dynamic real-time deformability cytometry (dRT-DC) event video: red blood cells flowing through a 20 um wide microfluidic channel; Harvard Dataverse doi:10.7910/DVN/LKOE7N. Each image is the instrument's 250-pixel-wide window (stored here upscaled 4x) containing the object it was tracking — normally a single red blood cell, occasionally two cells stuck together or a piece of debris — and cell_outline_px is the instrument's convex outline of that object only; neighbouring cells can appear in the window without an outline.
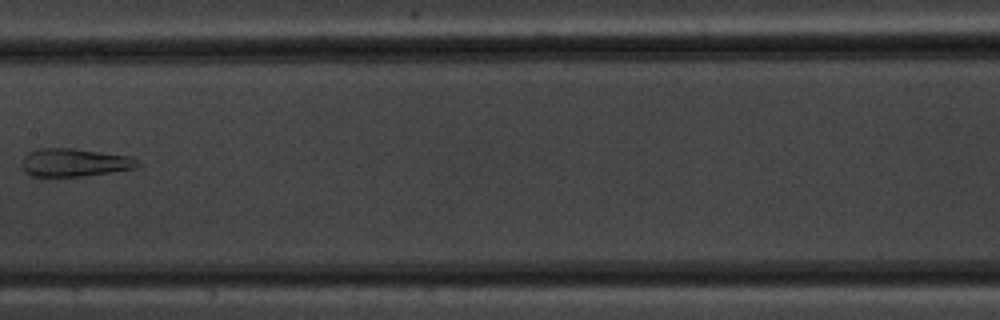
{"species": "common noctule bat (a hibernating species)", "species_latin": "Nyctalus noctula", "temperature_condition": "warm", "stored_images_in_passage": 8, "camera_frame_rate_fps": 3000, "um_per_image_px": 0.085, "animal": {"sex": "male", "body_mass_g": 20.1, "forearm_length_mm": 53.5}, "frame": {"image": 1, "passage_image": 8, "time_ms": 10.0, "image_size_px": [1000, 320], "cell_outline_px": [[140, 164], [136, 168], [80, 176], [32, 176], [24, 172], [24, 156], [28, 152], [40, 148], [76, 148], [132, 156]], "centroid_in_image_um": [6.35, 13.79], "position_along_channel_um": 201.1, "area_um2": 18.79}}